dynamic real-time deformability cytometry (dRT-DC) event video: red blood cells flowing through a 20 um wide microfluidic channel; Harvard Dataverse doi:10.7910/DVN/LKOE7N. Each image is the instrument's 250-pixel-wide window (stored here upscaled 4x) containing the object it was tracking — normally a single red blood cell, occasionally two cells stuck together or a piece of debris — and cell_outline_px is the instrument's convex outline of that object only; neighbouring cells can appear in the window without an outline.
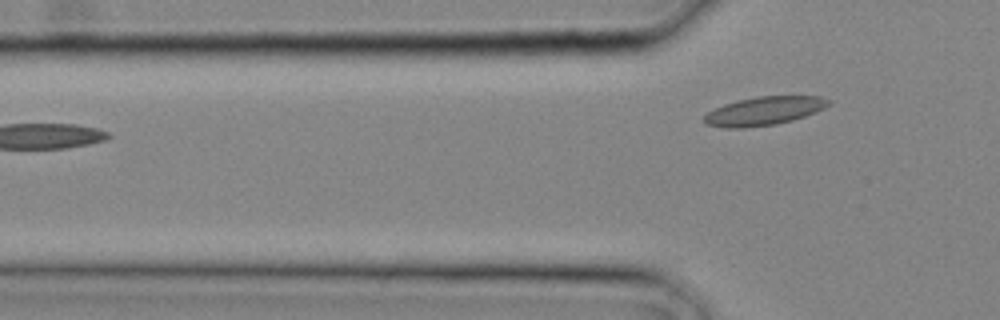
{"species": "common noctule bat (a hibernating species)", "species_latin": "Nyctalus noctula", "temperature_condition": "cold", "stored_images_in_passage": 3, "camera_frame_rate_fps": 3000, "um_per_image_px": 0.085, "animal": {"sex": "male", "body_mass_g": 20.4}, "frame": {"image": 1, "passage_image": 3, "time_ms": 0.667, "image_size_px": [1000, 320], "cell_outline_px": [[828, 104], [824, 108], [816, 112], [792, 120], [776, 124], [744, 128], [724, 128], [704, 124], [704, 116], [708, 112], [724, 104], [736, 100], [756, 96], [820, 96], [828, 100]], "centroid_in_image_um": [64.89, 9.43], "position_along_channel_um": 60.9, "area_um2": 20.63}}